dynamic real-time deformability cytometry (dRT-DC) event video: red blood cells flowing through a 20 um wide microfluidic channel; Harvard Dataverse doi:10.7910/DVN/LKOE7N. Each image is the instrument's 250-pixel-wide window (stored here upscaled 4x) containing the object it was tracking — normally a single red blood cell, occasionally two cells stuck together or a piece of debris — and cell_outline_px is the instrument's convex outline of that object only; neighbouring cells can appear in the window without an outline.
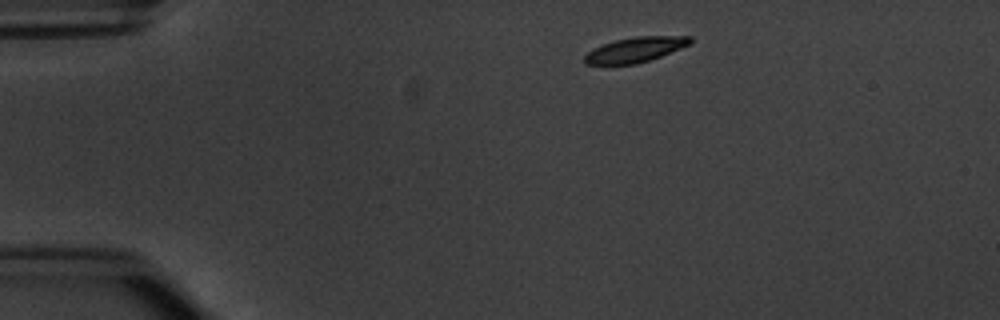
{"species": "common noctule bat (a hibernating species)", "species_latin": "Nyctalus noctula", "temperature_condition": "warm", "stored_images_in_passage": 3, "camera_frame_rate_fps": 3000, "um_per_image_px": 0.085, "animal": {"sex": "male", "body_mass_g": 20.1, "forearm_length_mm": 53.5}, "frame": {"image": 1, "passage_image": 1, "time_ms": 0.0, "image_size_px": [1000, 320], "cell_outline_px": [[692, 44], [660, 56], [636, 64], [584, 64], [584, 56], [592, 48], [616, 40], [636, 36], [692, 36]], "centroid_in_image_um": [54.01, 4.21], "position_along_channel_um": 31.0, "area_um2": 15.32}}
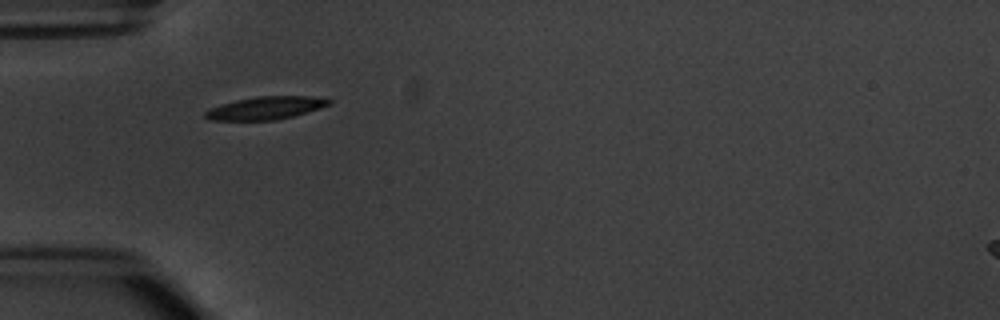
{"frame": {"image": 2, "passage_image": 3, "time_ms": 2.333, "image_size_px": [1000, 320], "cell_outline_px": [[332, 104], [320, 108], [292, 116], [276, 120], [208, 120], [204, 116], [204, 112], [220, 104], [236, 100], [256, 96], [308, 96], [332, 100]], "centroid_in_image_um": [22.56, 9.18], "position_along_channel_um": 62.4, "area_um2": 16.36}}